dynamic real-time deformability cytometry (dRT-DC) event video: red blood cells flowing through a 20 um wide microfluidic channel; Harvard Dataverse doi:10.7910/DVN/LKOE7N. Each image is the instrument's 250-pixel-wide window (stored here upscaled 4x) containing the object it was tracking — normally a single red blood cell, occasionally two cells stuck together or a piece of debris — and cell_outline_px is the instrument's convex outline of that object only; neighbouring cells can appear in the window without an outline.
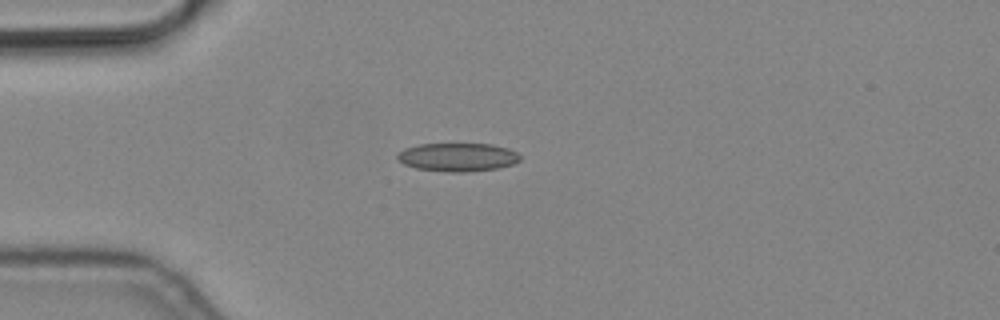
{"species": "common noctule bat (a hibernating species)", "species_latin": "Nyctalus noctula", "temperature_condition": "cold", "stored_images_in_passage": 1, "camera_frame_rate_fps": 3000, "um_per_image_px": 0.085, "animal": {"sex": "male", "body_mass_g": 19.2, "forearm_length_mm": 51.8}, "frame": {"image": 1, "passage_image": 1, "time_ms": 0.0, "image_size_px": [1000, 320], "cell_outline_px": [[520, 160], [512, 164], [496, 168], [464, 172], [448, 172], [416, 168], [404, 164], [396, 160], [396, 156], [404, 148], [420, 144], [492, 144], [508, 148], [516, 152], [520, 156]], "centroid_in_image_um": [38.87, 13.35], "position_along_channel_um": 46.1, "area_um2": 20.23}}